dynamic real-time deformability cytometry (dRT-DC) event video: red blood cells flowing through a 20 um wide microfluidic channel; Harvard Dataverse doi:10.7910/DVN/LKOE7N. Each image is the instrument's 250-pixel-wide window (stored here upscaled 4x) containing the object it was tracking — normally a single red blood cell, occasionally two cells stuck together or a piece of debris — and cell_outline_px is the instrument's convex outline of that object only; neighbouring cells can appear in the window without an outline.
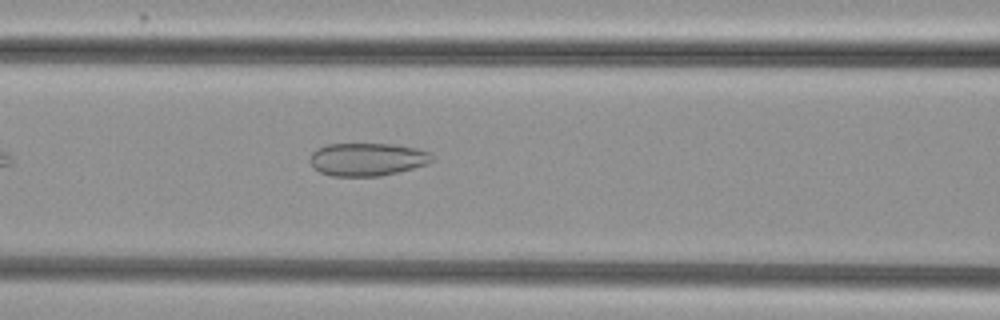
{"species": "common noctule bat (a hibernating species)", "species_latin": "Nyctalus noctula", "temperature_condition": "cold", "stored_images_in_passage": 35, "camera_frame_rate_fps": 3000, "um_per_image_px": 0.085, "animal": {"sex": "female", "body_mass_g": 29.2, "forearm_length_mm": 56.3}, "frame": {"image": 1, "passage_image": 9, "time_ms": 2.667, "image_size_px": [1000, 320], "cell_outline_px": [[436, 160], [428, 164], [380, 176], [332, 176], [320, 172], [312, 168], [308, 160], [312, 152], [316, 148], [328, 144], [392, 144], [416, 148], [428, 152]], "centroid_in_image_um": [31.18, 13.54], "position_along_channel_um": 135.4, "area_um2": 23.58}}
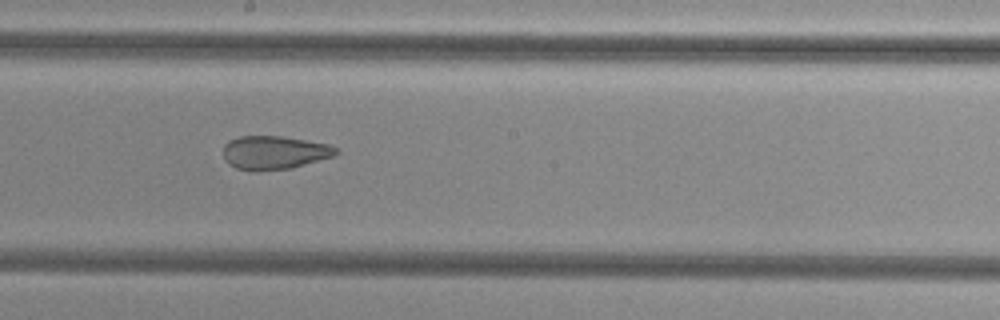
{"frame": {"image": 2, "passage_image": 16, "time_ms": 5.0, "image_size_px": [1000, 320], "cell_outline_px": [[340, 152], [336, 156], [292, 168], [256, 172], [236, 168], [228, 164], [224, 160], [224, 144], [228, 140], [240, 136], [280, 136], [328, 144], [336, 148]], "centroid_in_image_um": [23.31, 12.98], "position_along_channel_um": 224.9, "area_um2": 22.31}}
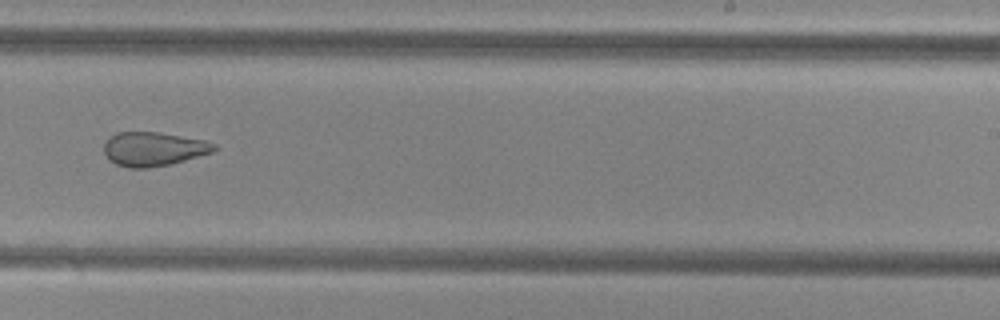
{"frame": {"image": 3, "passage_image": 20, "time_ms": 6.333, "image_size_px": [1000, 320], "cell_outline_px": [[216, 148], [212, 152], [172, 164], [148, 168], [128, 168], [116, 164], [108, 160], [104, 152], [104, 144], [108, 136], [116, 132], [160, 132], [204, 140], [216, 144]], "centroid_in_image_um": [13.01, 12.66], "position_along_channel_um": 276.0, "area_um2": 22.02}}